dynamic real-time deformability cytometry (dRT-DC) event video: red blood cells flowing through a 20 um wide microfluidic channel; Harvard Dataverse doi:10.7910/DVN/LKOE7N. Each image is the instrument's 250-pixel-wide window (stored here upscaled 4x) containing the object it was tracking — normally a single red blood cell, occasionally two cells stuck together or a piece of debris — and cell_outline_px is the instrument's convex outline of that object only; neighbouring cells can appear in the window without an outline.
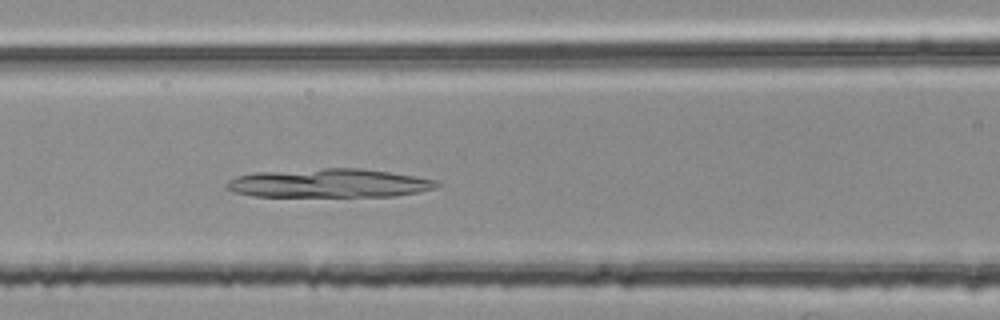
{"species": "common noctule bat (a hibernating species)", "species_latin": "Nyctalus noctula", "temperature_condition": "room temperature", "stored_images_in_passage": 37, "camera_frame_rate_fps": 3000, "um_per_image_px": 0.085, "animal": {"sex": "female", "body_mass_g": 25.1}, "frame": {"image": 1, "passage_image": 9, "time_ms": 2.667, "image_size_px": [1000, 320], "cell_outline_px": [[440, 184], [436, 188], [420, 192], [396, 196], [252, 196], [232, 192], [224, 188], [224, 184], [228, 180], [236, 176], [256, 172], [324, 168], [360, 168], [416, 176], [436, 180]], "centroid_in_image_um": [27.93, 15.57], "position_along_channel_um": 138.7, "area_um2": 35.43}}
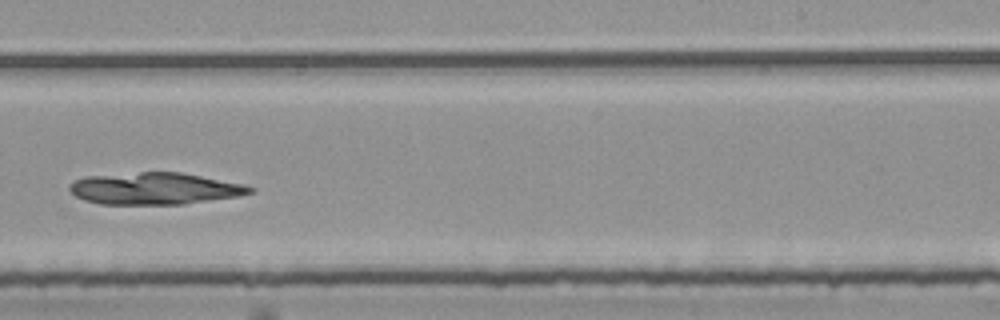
{"frame": {"image": 2, "passage_image": 20, "time_ms": 6.333, "image_size_px": [1000, 320], "cell_outline_px": [[256, 188], [252, 192], [240, 196], [184, 204], [100, 204], [84, 200], [76, 196], [68, 188], [76, 180], [88, 176], [140, 172], [180, 172], [244, 184]], "centroid_in_image_um": [13.19, 16.03], "position_along_channel_um": 275.8, "area_um2": 33.35}}
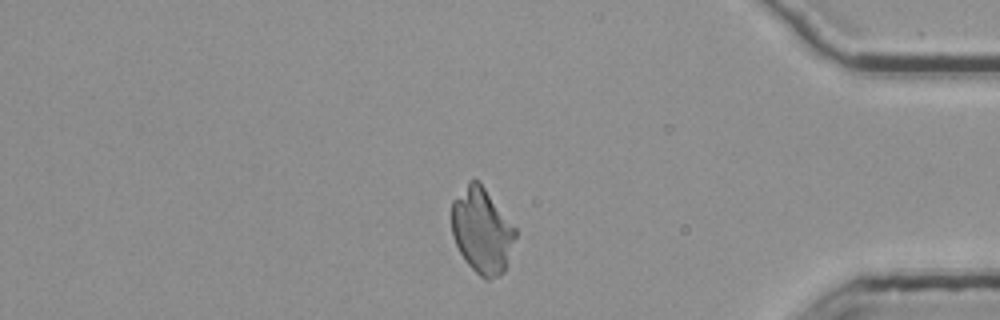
{"frame": {"image": 3, "passage_image": 32, "time_ms": 10.333, "image_size_px": [1000, 320], "cell_outline_px": [[516, 236], [504, 272], [500, 276], [488, 280], [480, 276], [464, 260], [452, 236], [452, 200], [468, 180], [472, 176], [480, 180], [516, 228]], "centroid_in_image_um": [40.96, 19.55], "position_along_channel_um": 394.2, "area_um2": 32.14}}